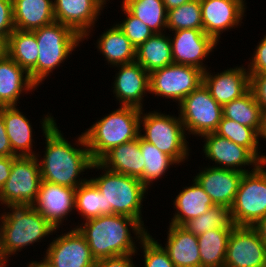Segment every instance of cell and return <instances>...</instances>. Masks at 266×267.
<instances>
[{
    "mask_svg": "<svg viewBox=\"0 0 266 267\" xmlns=\"http://www.w3.org/2000/svg\"><path fill=\"white\" fill-rule=\"evenodd\" d=\"M51 116L45 117L42 129L46 138V151L41 161L40 172L42 181L54 183L76 189L87 179L76 180L77 176L85 169H90L94 163L87 148L84 135L78 137V145L85 147L77 149L72 147L61 134Z\"/></svg>",
    "mask_w": 266,
    "mask_h": 267,
    "instance_id": "cell-1",
    "label": "cell"
},
{
    "mask_svg": "<svg viewBox=\"0 0 266 267\" xmlns=\"http://www.w3.org/2000/svg\"><path fill=\"white\" fill-rule=\"evenodd\" d=\"M128 226L140 240L148 234L137 219L120 214L101 215L86 220L84 226H77V229L85 237L93 257L99 260L135 253V242Z\"/></svg>",
    "mask_w": 266,
    "mask_h": 267,
    "instance_id": "cell-2",
    "label": "cell"
},
{
    "mask_svg": "<svg viewBox=\"0 0 266 267\" xmlns=\"http://www.w3.org/2000/svg\"><path fill=\"white\" fill-rule=\"evenodd\" d=\"M142 111L135 107L121 106L83 133L94 162H98L112 148L138 138Z\"/></svg>",
    "mask_w": 266,
    "mask_h": 267,
    "instance_id": "cell-3",
    "label": "cell"
},
{
    "mask_svg": "<svg viewBox=\"0 0 266 267\" xmlns=\"http://www.w3.org/2000/svg\"><path fill=\"white\" fill-rule=\"evenodd\" d=\"M32 32L36 36L39 55L37 64L29 72V76L38 86L71 54L83 38L69 26L56 21Z\"/></svg>",
    "mask_w": 266,
    "mask_h": 267,
    "instance_id": "cell-4",
    "label": "cell"
},
{
    "mask_svg": "<svg viewBox=\"0 0 266 267\" xmlns=\"http://www.w3.org/2000/svg\"><path fill=\"white\" fill-rule=\"evenodd\" d=\"M104 175L89 179L102 193L105 215L120 214L141 221V205L147 188L139 178L106 170Z\"/></svg>",
    "mask_w": 266,
    "mask_h": 267,
    "instance_id": "cell-5",
    "label": "cell"
},
{
    "mask_svg": "<svg viewBox=\"0 0 266 267\" xmlns=\"http://www.w3.org/2000/svg\"><path fill=\"white\" fill-rule=\"evenodd\" d=\"M11 210L0 217L8 256L57 229L34 206H11Z\"/></svg>",
    "mask_w": 266,
    "mask_h": 267,
    "instance_id": "cell-6",
    "label": "cell"
},
{
    "mask_svg": "<svg viewBox=\"0 0 266 267\" xmlns=\"http://www.w3.org/2000/svg\"><path fill=\"white\" fill-rule=\"evenodd\" d=\"M260 164L244 173L230 207L235 226H250L266 215V169Z\"/></svg>",
    "mask_w": 266,
    "mask_h": 267,
    "instance_id": "cell-7",
    "label": "cell"
},
{
    "mask_svg": "<svg viewBox=\"0 0 266 267\" xmlns=\"http://www.w3.org/2000/svg\"><path fill=\"white\" fill-rule=\"evenodd\" d=\"M37 156H17L11 173L0 189V202L11 206H33L42 182Z\"/></svg>",
    "mask_w": 266,
    "mask_h": 267,
    "instance_id": "cell-8",
    "label": "cell"
},
{
    "mask_svg": "<svg viewBox=\"0 0 266 267\" xmlns=\"http://www.w3.org/2000/svg\"><path fill=\"white\" fill-rule=\"evenodd\" d=\"M141 123L145 130L144 135L139 134L142 139L172 157L178 164L187 158V140L180 116L176 118L163 113L149 112L140 116L139 125Z\"/></svg>",
    "mask_w": 266,
    "mask_h": 267,
    "instance_id": "cell-9",
    "label": "cell"
},
{
    "mask_svg": "<svg viewBox=\"0 0 266 267\" xmlns=\"http://www.w3.org/2000/svg\"><path fill=\"white\" fill-rule=\"evenodd\" d=\"M179 106L184 129L199 136L215 132L223 116L222 105L212 98L203 83L187 95Z\"/></svg>",
    "mask_w": 266,
    "mask_h": 267,
    "instance_id": "cell-10",
    "label": "cell"
},
{
    "mask_svg": "<svg viewBox=\"0 0 266 267\" xmlns=\"http://www.w3.org/2000/svg\"><path fill=\"white\" fill-rule=\"evenodd\" d=\"M203 83V71L189 65L172 63L149 73V92L180 103Z\"/></svg>",
    "mask_w": 266,
    "mask_h": 267,
    "instance_id": "cell-11",
    "label": "cell"
},
{
    "mask_svg": "<svg viewBox=\"0 0 266 267\" xmlns=\"http://www.w3.org/2000/svg\"><path fill=\"white\" fill-rule=\"evenodd\" d=\"M224 267H266V246L250 226H235L229 235Z\"/></svg>",
    "mask_w": 266,
    "mask_h": 267,
    "instance_id": "cell-12",
    "label": "cell"
},
{
    "mask_svg": "<svg viewBox=\"0 0 266 267\" xmlns=\"http://www.w3.org/2000/svg\"><path fill=\"white\" fill-rule=\"evenodd\" d=\"M44 260L52 267H94L96 263L85 237L77 228L53 240Z\"/></svg>",
    "mask_w": 266,
    "mask_h": 267,
    "instance_id": "cell-13",
    "label": "cell"
},
{
    "mask_svg": "<svg viewBox=\"0 0 266 267\" xmlns=\"http://www.w3.org/2000/svg\"><path fill=\"white\" fill-rule=\"evenodd\" d=\"M173 39L170 42L174 63L207 70L201 61L216 47L217 42L211 36L203 30L185 29L175 31Z\"/></svg>",
    "mask_w": 266,
    "mask_h": 267,
    "instance_id": "cell-14",
    "label": "cell"
},
{
    "mask_svg": "<svg viewBox=\"0 0 266 267\" xmlns=\"http://www.w3.org/2000/svg\"><path fill=\"white\" fill-rule=\"evenodd\" d=\"M105 3L106 0H54L55 21L69 26L84 39Z\"/></svg>",
    "mask_w": 266,
    "mask_h": 267,
    "instance_id": "cell-15",
    "label": "cell"
},
{
    "mask_svg": "<svg viewBox=\"0 0 266 267\" xmlns=\"http://www.w3.org/2000/svg\"><path fill=\"white\" fill-rule=\"evenodd\" d=\"M201 137L206 140L203 146L206 157L219 165L222 164L217 167L248 173L251 171L241 169L242 165L259 166L261 164L247 148L221 137L215 132L206 133Z\"/></svg>",
    "mask_w": 266,
    "mask_h": 267,
    "instance_id": "cell-16",
    "label": "cell"
},
{
    "mask_svg": "<svg viewBox=\"0 0 266 267\" xmlns=\"http://www.w3.org/2000/svg\"><path fill=\"white\" fill-rule=\"evenodd\" d=\"M203 31L216 42L223 30L233 28L242 20L243 0H200Z\"/></svg>",
    "mask_w": 266,
    "mask_h": 267,
    "instance_id": "cell-17",
    "label": "cell"
},
{
    "mask_svg": "<svg viewBox=\"0 0 266 267\" xmlns=\"http://www.w3.org/2000/svg\"><path fill=\"white\" fill-rule=\"evenodd\" d=\"M243 174L237 170L212 166L200 172L195 180L211 197L214 205L230 208Z\"/></svg>",
    "mask_w": 266,
    "mask_h": 267,
    "instance_id": "cell-18",
    "label": "cell"
},
{
    "mask_svg": "<svg viewBox=\"0 0 266 267\" xmlns=\"http://www.w3.org/2000/svg\"><path fill=\"white\" fill-rule=\"evenodd\" d=\"M75 190L42 181L33 206L58 229L64 217L75 209Z\"/></svg>",
    "mask_w": 266,
    "mask_h": 267,
    "instance_id": "cell-19",
    "label": "cell"
},
{
    "mask_svg": "<svg viewBox=\"0 0 266 267\" xmlns=\"http://www.w3.org/2000/svg\"><path fill=\"white\" fill-rule=\"evenodd\" d=\"M245 68L227 69L222 73L211 75L203 72V84L212 98L220 105L242 97L250 90V75Z\"/></svg>",
    "mask_w": 266,
    "mask_h": 267,
    "instance_id": "cell-20",
    "label": "cell"
},
{
    "mask_svg": "<svg viewBox=\"0 0 266 267\" xmlns=\"http://www.w3.org/2000/svg\"><path fill=\"white\" fill-rule=\"evenodd\" d=\"M120 67L114 81V93L121 106H130L142 110V97L149 92V73L136 61L116 65Z\"/></svg>",
    "mask_w": 266,
    "mask_h": 267,
    "instance_id": "cell-21",
    "label": "cell"
},
{
    "mask_svg": "<svg viewBox=\"0 0 266 267\" xmlns=\"http://www.w3.org/2000/svg\"><path fill=\"white\" fill-rule=\"evenodd\" d=\"M145 161L140 149V136L133 141L123 143L108 151L92 168L109 169L113 172L140 178L143 175Z\"/></svg>",
    "mask_w": 266,
    "mask_h": 267,
    "instance_id": "cell-22",
    "label": "cell"
},
{
    "mask_svg": "<svg viewBox=\"0 0 266 267\" xmlns=\"http://www.w3.org/2000/svg\"><path fill=\"white\" fill-rule=\"evenodd\" d=\"M167 245L163 247L175 267H201L198 237L185 227L170 224Z\"/></svg>",
    "mask_w": 266,
    "mask_h": 267,
    "instance_id": "cell-23",
    "label": "cell"
},
{
    "mask_svg": "<svg viewBox=\"0 0 266 267\" xmlns=\"http://www.w3.org/2000/svg\"><path fill=\"white\" fill-rule=\"evenodd\" d=\"M35 87L37 85L31 80L29 73L10 56L0 60V107L17 106L22 90L29 91Z\"/></svg>",
    "mask_w": 266,
    "mask_h": 267,
    "instance_id": "cell-24",
    "label": "cell"
},
{
    "mask_svg": "<svg viewBox=\"0 0 266 267\" xmlns=\"http://www.w3.org/2000/svg\"><path fill=\"white\" fill-rule=\"evenodd\" d=\"M15 29L33 31L55 22L52 0H12Z\"/></svg>",
    "mask_w": 266,
    "mask_h": 267,
    "instance_id": "cell-25",
    "label": "cell"
},
{
    "mask_svg": "<svg viewBox=\"0 0 266 267\" xmlns=\"http://www.w3.org/2000/svg\"><path fill=\"white\" fill-rule=\"evenodd\" d=\"M193 185L185 187L174 201L177 213L171 219L170 224L183 226L190 219L205 213L214 203L211 197L204 191L200 184L194 179Z\"/></svg>",
    "mask_w": 266,
    "mask_h": 267,
    "instance_id": "cell-26",
    "label": "cell"
},
{
    "mask_svg": "<svg viewBox=\"0 0 266 267\" xmlns=\"http://www.w3.org/2000/svg\"><path fill=\"white\" fill-rule=\"evenodd\" d=\"M0 113L3 117L12 151L17 156H36L31 152L32 127L29 120L16 106L0 107Z\"/></svg>",
    "mask_w": 266,
    "mask_h": 267,
    "instance_id": "cell-27",
    "label": "cell"
},
{
    "mask_svg": "<svg viewBox=\"0 0 266 267\" xmlns=\"http://www.w3.org/2000/svg\"><path fill=\"white\" fill-rule=\"evenodd\" d=\"M135 61L148 73L174 63L170 38L154 33L136 48Z\"/></svg>",
    "mask_w": 266,
    "mask_h": 267,
    "instance_id": "cell-28",
    "label": "cell"
},
{
    "mask_svg": "<svg viewBox=\"0 0 266 267\" xmlns=\"http://www.w3.org/2000/svg\"><path fill=\"white\" fill-rule=\"evenodd\" d=\"M98 48L112 65L127 64L135 61L136 48L117 25L107 30L98 39Z\"/></svg>",
    "mask_w": 266,
    "mask_h": 267,
    "instance_id": "cell-29",
    "label": "cell"
},
{
    "mask_svg": "<svg viewBox=\"0 0 266 267\" xmlns=\"http://www.w3.org/2000/svg\"><path fill=\"white\" fill-rule=\"evenodd\" d=\"M232 229H210L198 237L201 267H224Z\"/></svg>",
    "mask_w": 266,
    "mask_h": 267,
    "instance_id": "cell-30",
    "label": "cell"
},
{
    "mask_svg": "<svg viewBox=\"0 0 266 267\" xmlns=\"http://www.w3.org/2000/svg\"><path fill=\"white\" fill-rule=\"evenodd\" d=\"M39 51L32 31L15 29L8 38V56L28 73L36 66Z\"/></svg>",
    "mask_w": 266,
    "mask_h": 267,
    "instance_id": "cell-31",
    "label": "cell"
},
{
    "mask_svg": "<svg viewBox=\"0 0 266 267\" xmlns=\"http://www.w3.org/2000/svg\"><path fill=\"white\" fill-rule=\"evenodd\" d=\"M223 117L255 129L261 128L262 110L249 90L242 97L222 106Z\"/></svg>",
    "mask_w": 266,
    "mask_h": 267,
    "instance_id": "cell-32",
    "label": "cell"
},
{
    "mask_svg": "<svg viewBox=\"0 0 266 267\" xmlns=\"http://www.w3.org/2000/svg\"><path fill=\"white\" fill-rule=\"evenodd\" d=\"M123 6L153 33L166 29L167 10L163 0H123Z\"/></svg>",
    "mask_w": 266,
    "mask_h": 267,
    "instance_id": "cell-33",
    "label": "cell"
},
{
    "mask_svg": "<svg viewBox=\"0 0 266 267\" xmlns=\"http://www.w3.org/2000/svg\"><path fill=\"white\" fill-rule=\"evenodd\" d=\"M215 133L247 148L262 164L266 163V156L258 154L259 133L255 129L222 116Z\"/></svg>",
    "mask_w": 266,
    "mask_h": 267,
    "instance_id": "cell-34",
    "label": "cell"
},
{
    "mask_svg": "<svg viewBox=\"0 0 266 267\" xmlns=\"http://www.w3.org/2000/svg\"><path fill=\"white\" fill-rule=\"evenodd\" d=\"M140 149L145 163L143 175L139 180L148 189V185H150L151 181L157 180L161 175H164L169 166L177 162L141 137Z\"/></svg>",
    "mask_w": 266,
    "mask_h": 267,
    "instance_id": "cell-35",
    "label": "cell"
},
{
    "mask_svg": "<svg viewBox=\"0 0 266 267\" xmlns=\"http://www.w3.org/2000/svg\"><path fill=\"white\" fill-rule=\"evenodd\" d=\"M183 227L190 233L199 236L210 229H233L235 225L230 208L215 205L200 216L190 219Z\"/></svg>",
    "mask_w": 266,
    "mask_h": 267,
    "instance_id": "cell-36",
    "label": "cell"
},
{
    "mask_svg": "<svg viewBox=\"0 0 266 267\" xmlns=\"http://www.w3.org/2000/svg\"><path fill=\"white\" fill-rule=\"evenodd\" d=\"M74 204L86 220L105 215L104 196L90 180L76 188Z\"/></svg>",
    "mask_w": 266,
    "mask_h": 267,
    "instance_id": "cell-37",
    "label": "cell"
},
{
    "mask_svg": "<svg viewBox=\"0 0 266 267\" xmlns=\"http://www.w3.org/2000/svg\"><path fill=\"white\" fill-rule=\"evenodd\" d=\"M172 31L203 30L200 0H191L177 8L167 10V27Z\"/></svg>",
    "mask_w": 266,
    "mask_h": 267,
    "instance_id": "cell-38",
    "label": "cell"
},
{
    "mask_svg": "<svg viewBox=\"0 0 266 267\" xmlns=\"http://www.w3.org/2000/svg\"><path fill=\"white\" fill-rule=\"evenodd\" d=\"M122 10L127 15L121 24H117L118 28L127 36L130 42L137 48L144 43L154 33L140 19L132 15L123 5Z\"/></svg>",
    "mask_w": 266,
    "mask_h": 267,
    "instance_id": "cell-39",
    "label": "cell"
},
{
    "mask_svg": "<svg viewBox=\"0 0 266 267\" xmlns=\"http://www.w3.org/2000/svg\"><path fill=\"white\" fill-rule=\"evenodd\" d=\"M140 243L144 250L145 267H175L164 248L147 234Z\"/></svg>",
    "mask_w": 266,
    "mask_h": 267,
    "instance_id": "cell-40",
    "label": "cell"
},
{
    "mask_svg": "<svg viewBox=\"0 0 266 267\" xmlns=\"http://www.w3.org/2000/svg\"><path fill=\"white\" fill-rule=\"evenodd\" d=\"M250 91L256 102L261 107L262 112L266 111V73L249 74Z\"/></svg>",
    "mask_w": 266,
    "mask_h": 267,
    "instance_id": "cell-41",
    "label": "cell"
},
{
    "mask_svg": "<svg viewBox=\"0 0 266 267\" xmlns=\"http://www.w3.org/2000/svg\"><path fill=\"white\" fill-rule=\"evenodd\" d=\"M14 30L12 0H0V36H9Z\"/></svg>",
    "mask_w": 266,
    "mask_h": 267,
    "instance_id": "cell-42",
    "label": "cell"
},
{
    "mask_svg": "<svg viewBox=\"0 0 266 267\" xmlns=\"http://www.w3.org/2000/svg\"><path fill=\"white\" fill-rule=\"evenodd\" d=\"M249 68V74L266 73V36L258 44L255 54Z\"/></svg>",
    "mask_w": 266,
    "mask_h": 267,
    "instance_id": "cell-43",
    "label": "cell"
},
{
    "mask_svg": "<svg viewBox=\"0 0 266 267\" xmlns=\"http://www.w3.org/2000/svg\"><path fill=\"white\" fill-rule=\"evenodd\" d=\"M133 254H126L96 260L94 267H135L132 260Z\"/></svg>",
    "mask_w": 266,
    "mask_h": 267,
    "instance_id": "cell-44",
    "label": "cell"
},
{
    "mask_svg": "<svg viewBox=\"0 0 266 267\" xmlns=\"http://www.w3.org/2000/svg\"><path fill=\"white\" fill-rule=\"evenodd\" d=\"M0 156H17L11 148L9 138L5 130V124L2 114L0 113Z\"/></svg>",
    "mask_w": 266,
    "mask_h": 267,
    "instance_id": "cell-45",
    "label": "cell"
},
{
    "mask_svg": "<svg viewBox=\"0 0 266 267\" xmlns=\"http://www.w3.org/2000/svg\"><path fill=\"white\" fill-rule=\"evenodd\" d=\"M17 156H0V189L5 185L6 181L8 180L13 160Z\"/></svg>",
    "mask_w": 266,
    "mask_h": 267,
    "instance_id": "cell-46",
    "label": "cell"
},
{
    "mask_svg": "<svg viewBox=\"0 0 266 267\" xmlns=\"http://www.w3.org/2000/svg\"><path fill=\"white\" fill-rule=\"evenodd\" d=\"M252 227L258 233L259 238L266 246V215L256 222Z\"/></svg>",
    "mask_w": 266,
    "mask_h": 267,
    "instance_id": "cell-47",
    "label": "cell"
},
{
    "mask_svg": "<svg viewBox=\"0 0 266 267\" xmlns=\"http://www.w3.org/2000/svg\"><path fill=\"white\" fill-rule=\"evenodd\" d=\"M8 254L6 253L5 247H4V235H3V226L0 225V267H5Z\"/></svg>",
    "mask_w": 266,
    "mask_h": 267,
    "instance_id": "cell-48",
    "label": "cell"
},
{
    "mask_svg": "<svg viewBox=\"0 0 266 267\" xmlns=\"http://www.w3.org/2000/svg\"><path fill=\"white\" fill-rule=\"evenodd\" d=\"M9 36H0V60L8 55Z\"/></svg>",
    "mask_w": 266,
    "mask_h": 267,
    "instance_id": "cell-49",
    "label": "cell"
},
{
    "mask_svg": "<svg viewBox=\"0 0 266 267\" xmlns=\"http://www.w3.org/2000/svg\"><path fill=\"white\" fill-rule=\"evenodd\" d=\"M191 0H163L166 10L177 8L178 6L183 5Z\"/></svg>",
    "mask_w": 266,
    "mask_h": 267,
    "instance_id": "cell-50",
    "label": "cell"
},
{
    "mask_svg": "<svg viewBox=\"0 0 266 267\" xmlns=\"http://www.w3.org/2000/svg\"><path fill=\"white\" fill-rule=\"evenodd\" d=\"M259 136L266 139V111L262 112L261 128Z\"/></svg>",
    "mask_w": 266,
    "mask_h": 267,
    "instance_id": "cell-51",
    "label": "cell"
},
{
    "mask_svg": "<svg viewBox=\"0 0 266 267\" xmlns=\"http://www.w3.org/2000/svg\"><path fill=\"white\" fill-rule=\"evenodd\" d=\"M28 267H52L48 262L43 260V262H31Z\"/></svg>",
    "mask_w": 266,
    "mask_h": 267,
    "instance_id": "cell-52",
    "label": "cell"
}]
</instances>
